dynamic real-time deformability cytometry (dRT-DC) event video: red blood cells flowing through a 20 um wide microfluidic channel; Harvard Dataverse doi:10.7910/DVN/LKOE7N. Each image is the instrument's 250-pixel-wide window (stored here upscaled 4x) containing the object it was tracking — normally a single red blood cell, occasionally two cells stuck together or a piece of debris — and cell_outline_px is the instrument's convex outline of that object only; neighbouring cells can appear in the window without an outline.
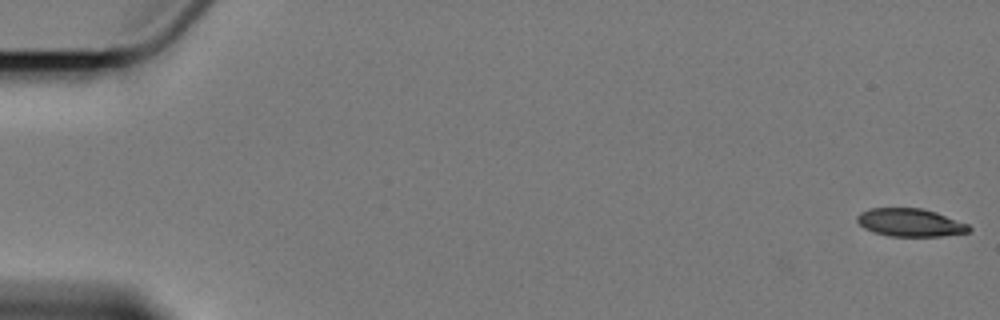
{"species": "Egyptian fruit bat (a non-hibernating species)", "species_latin": "Rousettus aegyptiacus", "temperature_condition": "cold", "stored_images_in_passage": 8, "camera_frame_rate_fps": 3000, "um_per_image_px": 0.085, "animal": {"sex": "female"}, "frame": {"image": 1, "passage_image": 1, "time_ms": 0.0, "image_size_px": [1000, 320], "cell_outline_px": [[972, 228], [968, 232], [940, 236], [888, 236], [872, 232], [864, 228], [856, 220], [856, 216], [860, 212], [872, 208], [920, 208], [936, 212], [968, 224]], "centroid_in_image_um": [77.34, 18.92], "position_along_channel_um": 7.7, "area_um2": 18.21}}
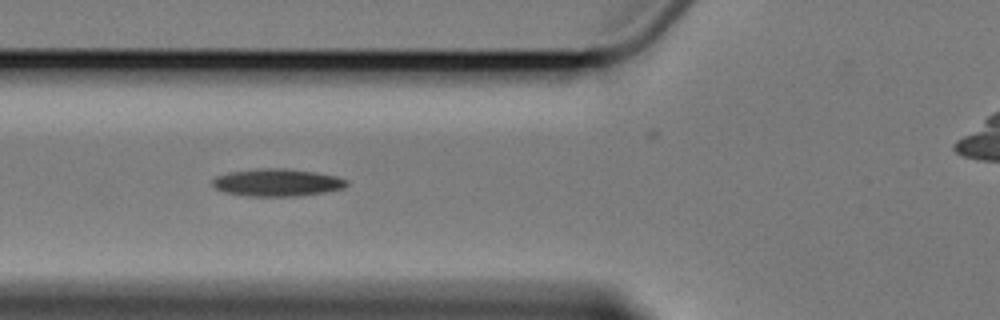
{"frame": {"image": 2, "passage_image": 7, "time_ms": 7.333, "image_size_px": [1000, 320], "cell_outline_px": [[348, 184], [344, 188], [324, 192], [300, 196], [248, 196], [224, 192], [216, 188], [212, 184], [212, 180], [216, 176], [228, 172], [260, 168], [284, 168], [312, 172], [336, 176], [348, 180]], "centroid_in_image_um": [23.54, 15.51], "position_along_channel_um": 102.3, "area_um2": 21.44}}
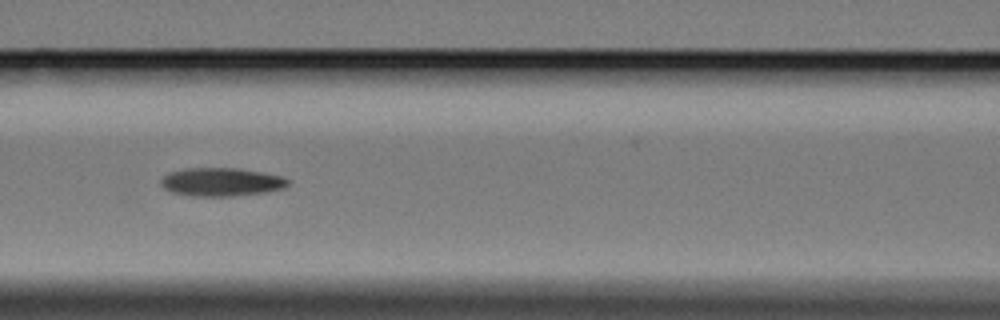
{"frame": {"image": 3, "passage_image": 8, "time_ms": 8.667, "image_size_px": [1000, 320], "cell_outline_px": [[288, 184], [284, 188], [264, 192], [232, 196], [192, 196], [172, 192], [164, 188], [160, 184], [160, 180], [164, 176], [172, 172], [188, 168], [240, 168], [280, 176], [288, 180]], "centroid_in_image_um": [18.79, 15.47], "position_along_channel_um": 147.8, "area_um2": 20.75}}